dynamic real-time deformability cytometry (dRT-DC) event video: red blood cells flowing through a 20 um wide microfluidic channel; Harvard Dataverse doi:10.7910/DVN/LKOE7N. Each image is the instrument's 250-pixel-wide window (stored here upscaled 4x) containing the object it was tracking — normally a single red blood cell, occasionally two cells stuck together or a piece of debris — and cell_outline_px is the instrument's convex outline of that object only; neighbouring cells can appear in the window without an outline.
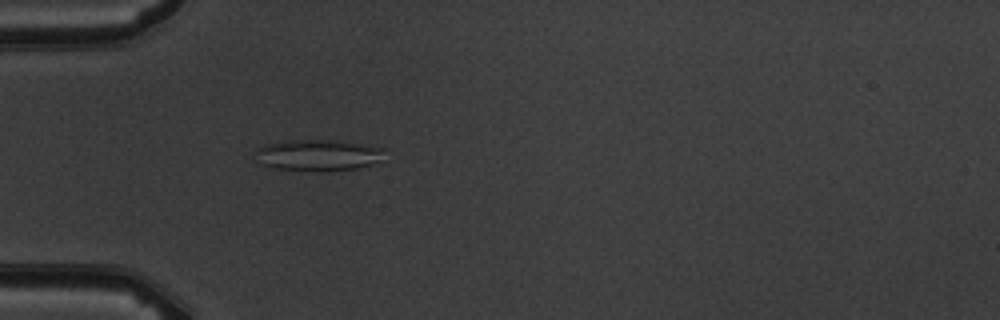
{"species": "common noctule bat (a hibernating species)", "species_latin": "Nyctalus noctula", "temperature_condition": "warm", "stored_images_in_passage": 5, "camera_frame_rate_fps": 3000, "um_per_image_px": 0.085, "animal": {"sex": "male", "body_mass_g": 19.5, "forearm_length_mm": 54.6}, "frame": {"image": 1, "passage_image": 5, "time_ms": 4.333, "image_size_px": [1000, 320], "cell_outline_px": [[384, 148], [376, 160], [368, 164], [356, 168], [320, 172], [276, 168], [260, 164], [252, 152], [256, 148], [268, 144], [288, 140], [328, 140], [360, 144]], "centroid_in_image_um": [26.88, 13.19], "position_along_channel_um": 58.1, "area_um2": 23.12}}